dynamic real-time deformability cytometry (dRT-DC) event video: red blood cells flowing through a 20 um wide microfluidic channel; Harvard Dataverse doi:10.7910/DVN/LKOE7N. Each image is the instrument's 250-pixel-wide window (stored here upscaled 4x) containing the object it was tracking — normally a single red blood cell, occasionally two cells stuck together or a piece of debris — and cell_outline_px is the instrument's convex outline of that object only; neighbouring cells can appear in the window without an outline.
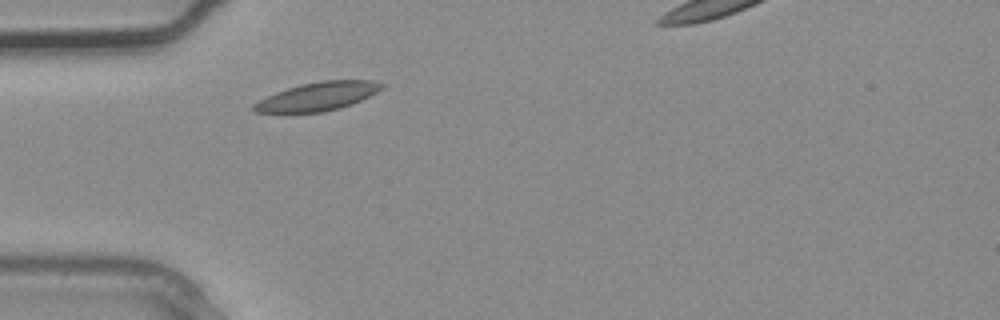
{"species": "common noctule bat (a hibernating species)", "species_latin": "Nyctalus noctula", "temperature_condition": "warm", "stored_images_in_passage": 3, "camera_frame_rate_fps": 3000, "um_per_image_px": 0.085, "animal": {"sex": "male", "body_mass_g": 20.4}, "frame": {"image": 1, "passage_image": 2, "time_ms": 0.333, "image_size_px": [1000, 320], "cell_outline_px": [[384, 88], [352, 104], [340, 108], [324, 112], [256, 112], [252, 108], [252, 104], [276, 92], [300, 84], [320, 80], [372, 80], [384, 84]], "centroid_in_image_um": [27.03, 8.18], "position_along_channel_um": 58.0, "area_um2": 21.04}}